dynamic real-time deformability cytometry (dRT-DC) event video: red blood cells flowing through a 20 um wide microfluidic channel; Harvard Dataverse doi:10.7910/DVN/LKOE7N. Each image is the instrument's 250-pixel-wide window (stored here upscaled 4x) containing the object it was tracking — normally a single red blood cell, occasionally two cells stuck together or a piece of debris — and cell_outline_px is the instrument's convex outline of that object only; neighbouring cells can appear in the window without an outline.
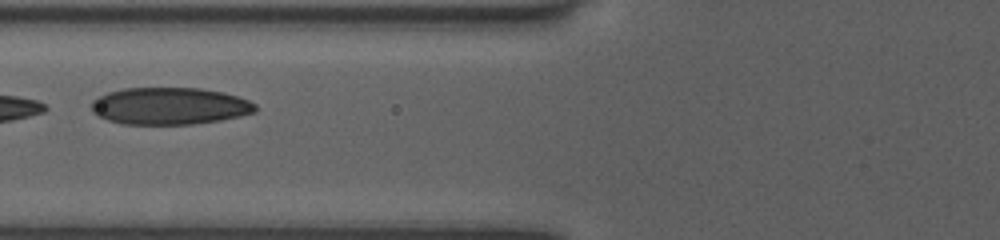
{"species": "human", "species_latin": "Homo sapiens", "temperature_condition": "room temperature", "stored_images_in_passage": 7, "camera_frame_rate_fps": 3000, "um_per_image_px": 0.085, "donor": {"sex": "female"}, "frame": {"image": 1, "passage_image": 5, "time_ms": 3.333, "image_size_px": [1000, 240], "cell_outline_px": [[256, 112], [240, 116], [220, 120], [192, 124], [124, 124], [108, 120], [96, 116], [92, 112], [88, 104], [96, 96], [108, 92], [124, 88], [200, 88], [224, 92], [248, 100], [256, 104]], "centroid_in_image_um": [14.36, 9.01], "position_along_channel_um": 111.4, "area_um2": 35.78}}
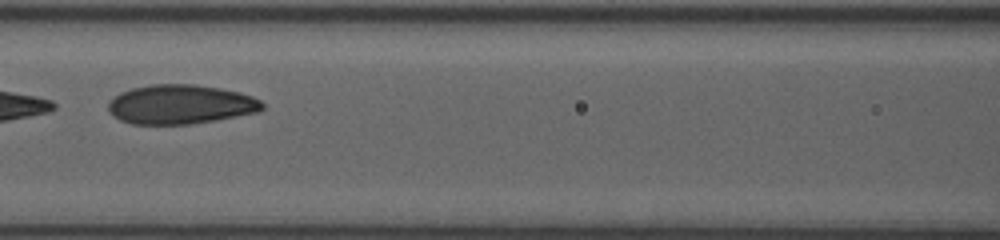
{"frame": {"image": 2, "passage_image": 6, "time_ms": 4.333, "image_size_px": [1000, 240], "cell_outline_px": [[264, 108], [260, 112], [216, 120], [188, 124], [132, 124], [120, 120], [112, 116], [108, 112], [108, 104], [112, 96], [120, 92], [132, 88], [152, 84], [196, 84], [220, 88], [240, 92], [252, 96], [260, 100], [264, 104]], "centroid_in_image_um": [15.33, 8.87], "position_along_channel_um": 151.3, "area_um2": 35.66}}